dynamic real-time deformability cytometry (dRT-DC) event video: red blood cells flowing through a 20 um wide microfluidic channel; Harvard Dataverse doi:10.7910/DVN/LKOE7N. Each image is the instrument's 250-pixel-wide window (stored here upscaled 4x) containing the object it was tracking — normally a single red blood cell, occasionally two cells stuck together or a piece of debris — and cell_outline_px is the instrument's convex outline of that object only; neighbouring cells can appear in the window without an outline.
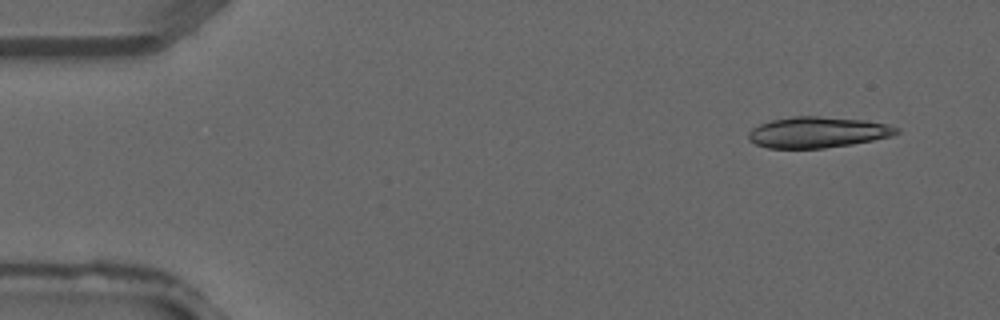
{"species": "common noctule bat (a hibernating species)", "species_latin": "Nyctalus noctula", "temperature_condition": "warm", "stored_images_in_passage": 4, "camera_frame_rate_fps": 3000, "um_per_image_px": 0.085, "animal": {"sex": "male", "forearm_length_mm": 52.5}, "frame": {"image": 1, "passage_image": 1, "time_ms": 0.0, "image_size_px": [1000, 320], "cell_outline_px": [[900, 132], [892, 136], [852, 144], [824, 148], [768, 148], [756, 144], [748, 140], [748, 132], [752, 128], [760, 124], [772, 120], [792, 116], [820, 116], [864, 120], [888, 124], [900, 128]], "centroid_in_image_um": [69.51, 11.24], "position_along_channel_um": 15.5, "area_um2": 26.76}}
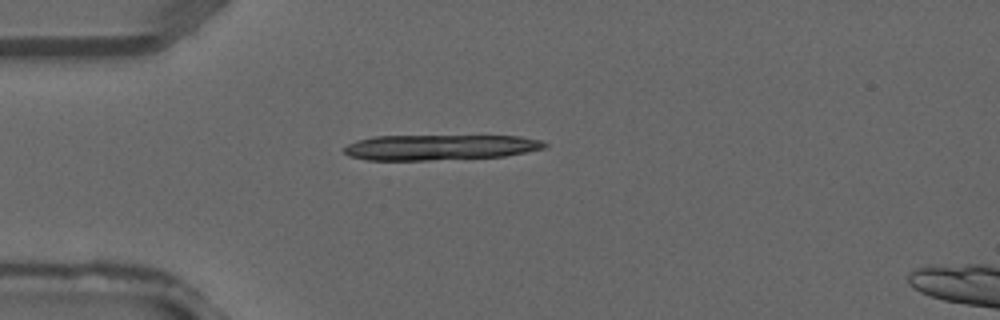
{"frame": {"image": 2, "passage_image": 3, "time_ms": 0.667, "image_size_px": [1000, 320], "cell_outline_px": [[548, 144], [544, 148], [504, 156], [432, 160], [368, 160], [348, 156], [344, 152], [344, 148], [348, 144], [356, 140], [372, 136], [520, 136], [540, 140]], "centroid_in_image_um": [37.34, 12.52], "position_along_channel_um": 47.7, "area_um2": 29.65}}